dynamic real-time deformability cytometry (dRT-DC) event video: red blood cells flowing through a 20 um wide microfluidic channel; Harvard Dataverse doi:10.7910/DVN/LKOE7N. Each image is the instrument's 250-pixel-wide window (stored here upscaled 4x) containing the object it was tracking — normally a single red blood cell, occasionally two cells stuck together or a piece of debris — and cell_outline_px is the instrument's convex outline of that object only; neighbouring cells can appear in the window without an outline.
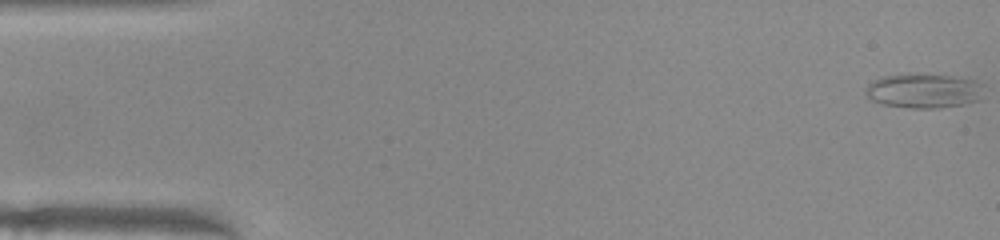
{"species": "common noctule bat (a hibernating species)", "species_latin": "Nyctalus noctula", "temperature_condition": "warm", "stored_images_in_passage": 9, "camera_frame_rate_fps": 3000, "um_per_image_px": 0.085, "animal": {"sex": "female", "body_mass_g": 22.0, "forearm_length_mm": 56.7}, "frame": {"image": 1, "passage_image": 1, "time_ms": 0.0, "image_size_px": [1000, 240], "cell_outline_px": [[984, 84], [976, 100], [964, 104], [936, 108], [908, 108], [884, 104], [872, 100], [864, 92], [864, 88], [872, 80], [880, 76], [912, 72], [956, 76], [972, 80]], "centroid_in_image_um": [78.44, 7.68], "position_along_channel_um": 6.6, "area_um2": 24.1}}